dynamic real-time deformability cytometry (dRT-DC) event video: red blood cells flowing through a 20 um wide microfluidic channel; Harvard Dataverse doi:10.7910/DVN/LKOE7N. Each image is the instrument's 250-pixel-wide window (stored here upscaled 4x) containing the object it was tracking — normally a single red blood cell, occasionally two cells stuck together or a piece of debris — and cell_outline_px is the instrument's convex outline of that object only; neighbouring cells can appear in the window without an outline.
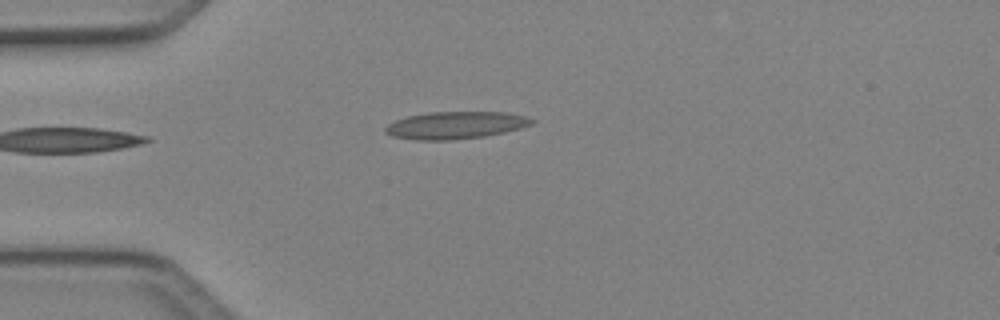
{"species": "Egyptian fruit bat (a non-hibernating species)", "species_latin": "Rousettus aegyptiacus", "temperature_condition": "cold", "stored_images_in_passage": 3, "camera_frame_rate_fps": 3000, "um_per_image_px": 0.085, "animal": {"sex": "female"}, "frame": {"image": 1, "passage_image": 3, "time_ms": 0.667, "image_size_px": [1000, 320], "cell_outline_px": [[536, 120], [532, 124], [520, 128], [504, 132], [484, 136], [452, 140], [416, 140], [392, 136], [384, 132], [384, 128], [388, 124], [396, 120], [408, 116], [428, 112], [504, 112], [524, 116]], "centroid_in_image_um": [38.7, 10.64], "position_along_channel_um": 46.3, "area_um2": 23.24}}